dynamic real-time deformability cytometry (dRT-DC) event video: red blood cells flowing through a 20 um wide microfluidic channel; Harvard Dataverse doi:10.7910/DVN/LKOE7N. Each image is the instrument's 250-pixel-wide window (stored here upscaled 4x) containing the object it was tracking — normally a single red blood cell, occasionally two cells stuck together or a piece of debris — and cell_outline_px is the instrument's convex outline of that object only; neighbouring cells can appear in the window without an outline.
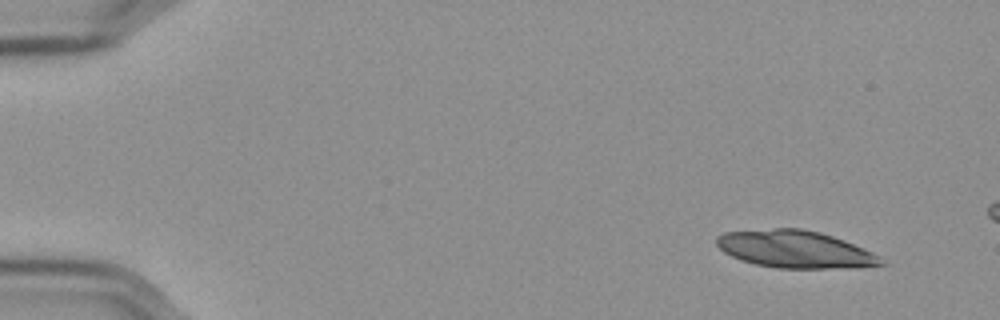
{"species": "Egyptian fruit bat (a non-hibernating species)", "species_latin": "Rousettus aegyptiacus", "temperature_condition": "cold", "stored_images_in_passage": 11, "camera_frame_rate_fps": 3000, "um_per_image_px": 0.085, "frame": {"image": 1, "passage_image": 1, "time_ms": 0.0, "image_size_px": [1000, 320], "cell_outline_px": [[888, 264], [848, 268], [776, 268], [756, 264], [740, 260], [724, 252], [716, 244], [716, 236], [724, 232], [776, 228], [800, 228], [820, 232], [844, 240], [864, 248], [880, 256]], "centroid_in_image_um": [67.6, 21.19], "position_along_channel_um": 17.4, "area_um2": 35.89}}